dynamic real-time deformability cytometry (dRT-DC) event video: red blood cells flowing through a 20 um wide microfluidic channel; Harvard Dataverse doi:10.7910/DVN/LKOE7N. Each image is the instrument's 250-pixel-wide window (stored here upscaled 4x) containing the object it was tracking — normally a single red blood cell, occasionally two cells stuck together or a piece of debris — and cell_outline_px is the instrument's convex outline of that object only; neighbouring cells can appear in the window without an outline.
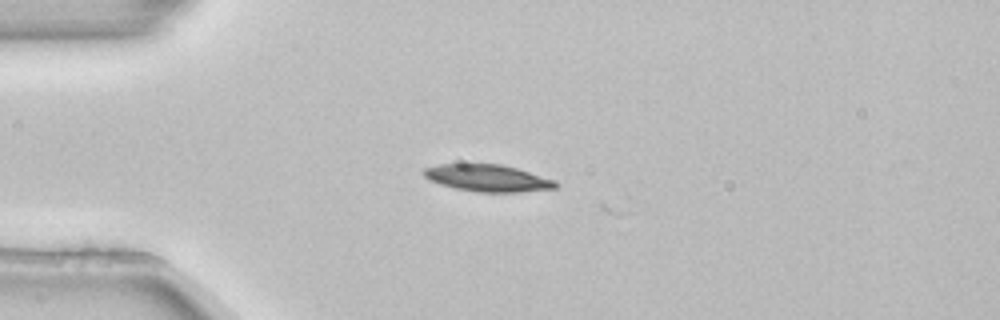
{"species": "common noctule bat (a hibernating species)", "species_latin": "Nyctalus noctula", "temperature_condition": "room temperature", "stored_images_in_passage": 6, "camera_frame_rate_fps": 3000, "um_per_image_px": 0.085, "animal": {"sex": "female", "body_mass_g": 22.7, "forearm_length_mm": 54.2}, "frame": {"image": 1, "passage_image": 5, "time_ms": 1.333, "image_size_px": [1000, 320], "cell_outline_px": [[560, 184], [556, 188], [520, 192], [476, 192], [456, 188], [440, 184], [428, 180], [424, 176], [424, 168], [440, 164], [500, 164], [516, 168], [556, 180]], "centroid_in_image_um": [41.47, 15.14], "position_along_channel_um": 43.5, "area_um2": 20.69}}